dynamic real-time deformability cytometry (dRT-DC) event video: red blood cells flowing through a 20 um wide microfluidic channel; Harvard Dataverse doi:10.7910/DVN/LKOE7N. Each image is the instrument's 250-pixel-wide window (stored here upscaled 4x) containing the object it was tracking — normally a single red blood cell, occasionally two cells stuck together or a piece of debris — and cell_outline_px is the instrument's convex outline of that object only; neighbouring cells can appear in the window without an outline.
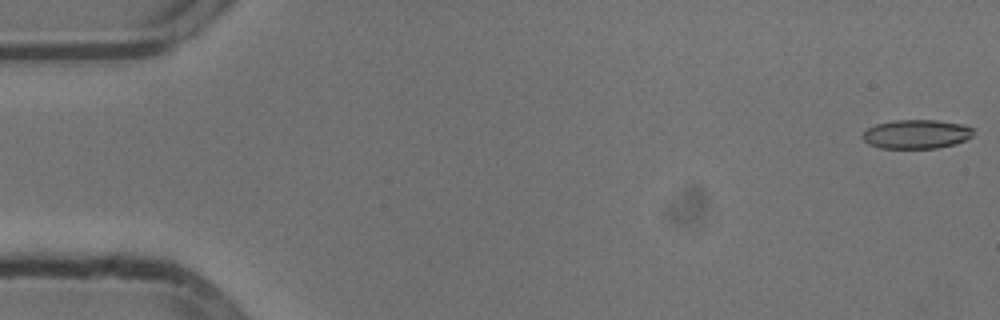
{"species": "common noctule bat (a hibernating species)", "species_latin": "Nyctalus noctula", "temperature_condition": "cold", "stored_images_in_passage": 9, "camera_frame_rate_fps": 3000, "um_per_image_px": 0.085, "animal": {"sex": "male", "body_mass_g": 13.3}, "frame": {"image": 1, "passage_image": 1, "time_ms": 0.0, "image_size_px": [1000, 320], "cell_outline_px": [[972, 136], [964, 140], [952, 144], [936, 148], [880, 148], [868, 144], [860, 136], [868, 128], [876, 124], [892, 120], [936, 120], [964, 124], [972, 128]], "centroid_in_image_um": [77.85, 11.39], "position_along_channel_um": 7.1, "area_um2": 18.67}}